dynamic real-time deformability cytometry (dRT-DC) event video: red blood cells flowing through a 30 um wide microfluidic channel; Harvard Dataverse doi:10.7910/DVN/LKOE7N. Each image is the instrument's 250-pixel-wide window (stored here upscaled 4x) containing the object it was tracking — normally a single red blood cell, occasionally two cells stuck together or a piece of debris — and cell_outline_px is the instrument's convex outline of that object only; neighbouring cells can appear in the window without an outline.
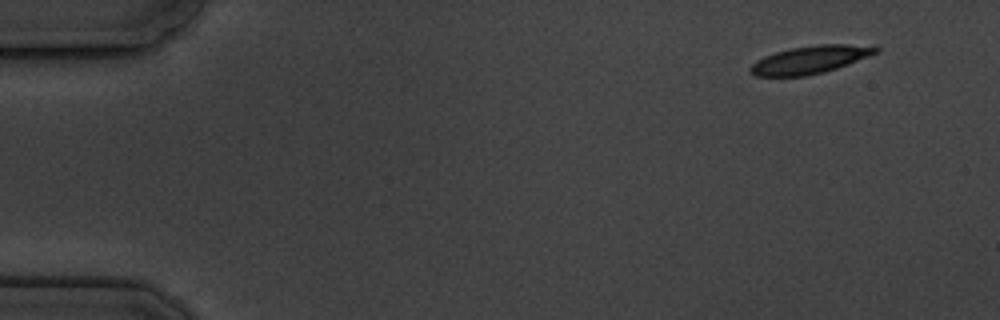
{"species": "common noctule bat (a hibernating species)", "species_latin": "Nyctalus noctula", "temperature_condition": "cold", "stored_images_in_passage": 10, "camera_frame_rate_fps": 3000, "um_per_image_px": 0.085, "animal": {"sex": "male", "body_mass_g": 19.5, "forearm_length_mm": 54.6}, "frame": {"image": 1, "passage_image": 1, "time_ms": 0.0, "image_size_px": [1000, 320], "cell_outline_px": [[880, 52], [848, 64], [824, 72], [808, 76], [756, 76], [748, 68], [756, 60], [764, 56], [788, 48], [816, 44], [848, 44], [880, 48]], "centroid_in_image_um": [68.84, 5.07], "position_along_channel_um": 16.2, "area_um2": 20.29}}
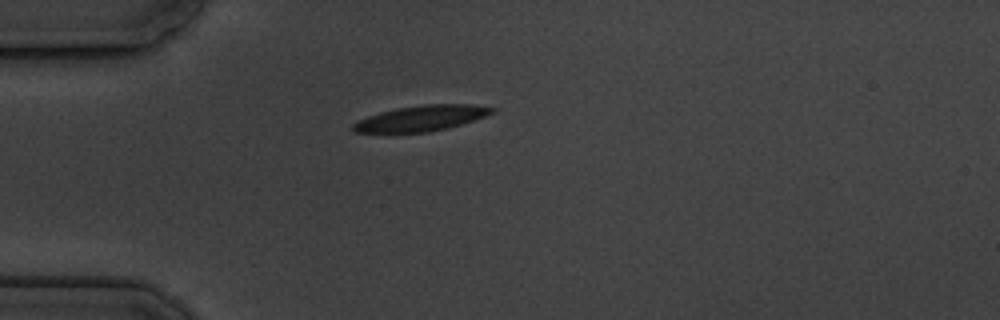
{"frame": {"image": 2, "passage_image": 4, "time_ms": 3.667, "image_size_px": [1000, 320], "cell_outline_px": [[496, 112], [448, 128], [428, 132], [352, 132], [352, 124], [356, 120], [380, 112], [396, 108], [424, 104], [472, 104], [496, 108]], "centroid_in_image_um": [35.79, 10.04], "position_along_channel_um": 49.2, "area_um2": 20.63}}
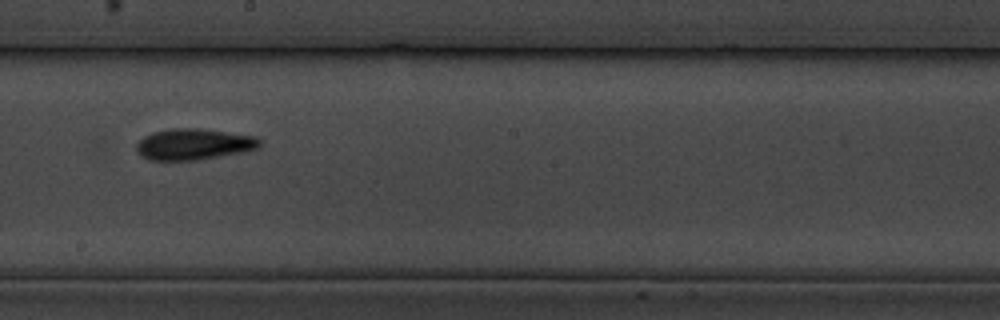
{"frame": {"image": 3, "passage_image": 9, "time_ms": 9.333, "image_size_px": [1000, 320], "cell_outline_px": [[260, 148], [244, 152], [196, 160], [148, 160], [140, 156], [136, 152], [136, 144], [144, 136], [152, 132], [168, 128], [200, 128], [256, 136], [260, 140]], "centroid_in_image_um": [16.45, 12.26], "position_along_channel_um": 231.8, "area_um2": 22.66}}